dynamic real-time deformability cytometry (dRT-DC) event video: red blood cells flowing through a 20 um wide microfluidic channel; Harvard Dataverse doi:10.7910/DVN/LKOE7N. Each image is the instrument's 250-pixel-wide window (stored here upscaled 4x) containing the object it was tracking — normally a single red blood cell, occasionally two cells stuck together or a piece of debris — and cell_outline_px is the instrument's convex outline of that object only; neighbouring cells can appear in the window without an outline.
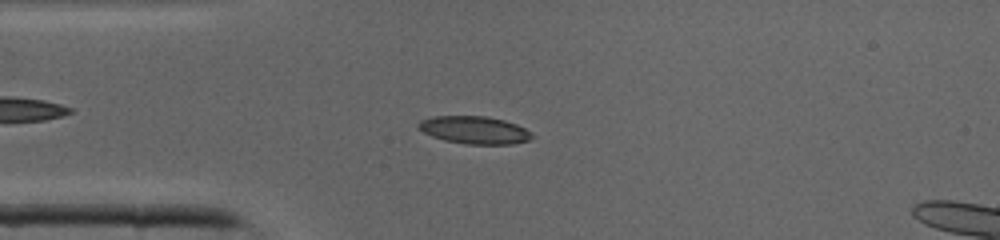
{"species": "common noctule bat (a hibernating species)", "species_latin": "Nyctalus noctula", "temperature_condition": "cold", "stored_images_in_passage": 41, "camera_frame_rate_fps": 3000, "um_per_image_px": 0.085, "animal": {"sex": "male", "body_mass_g": 19.0, "forearm_length_mm": 50.8}, "frame": {"image": 1, "passage_image": 9, "time_ms": 2.667, "image_size_px": [1000, 240], "cell_outline_px": [[536, 136], [528, 140], [512, 144], [464, 144], [444, 140], [432, 136], [424, 132], [416, 124], [420, 120], [432, 116], [488, 116], [504, 120], [516, 124], [524, 128]], "centroid_in_image_um": [40.33, 11.05], "position_along_channel_um": 44.7, "area_um2": 18.32}}
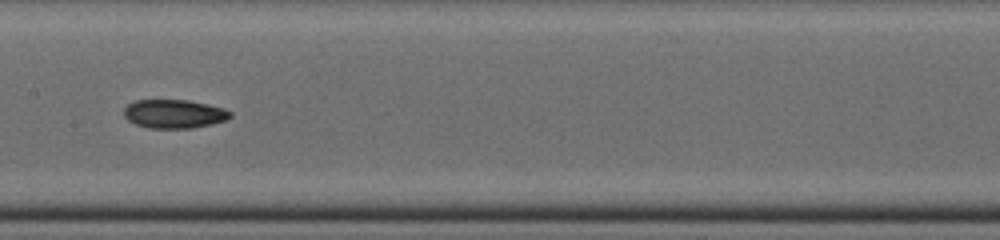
{"frame": {"image": 2, "passage_image": 19, "time_ms": 6.0, "image_size_px": [1000, 240], "cell_outline_px": [[232, 116], [228, 120], [192, 128], [148, 128], [136, 124], [128, 120], [124, 116], [124, 108], [128, 104], [136, 100], [188, 100], [224, 108], [232, 112]], "centroid_in_image_um": [14.81, 9.68], "position_along_channel_um": 192.6, "area_um2": 17.8}}
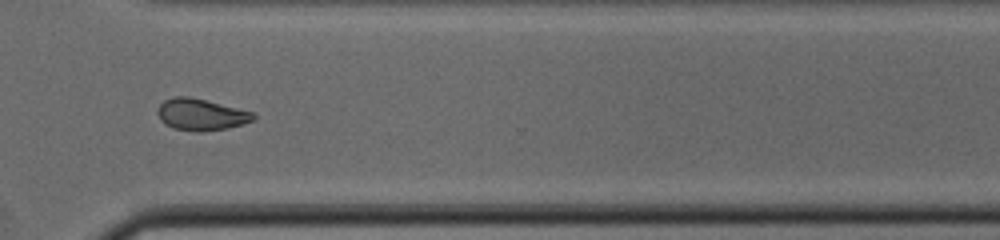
{"frame": {"image": 3, "passage_image": 29, "time_ms": 9.333, "image_size_px": [1000, 240], "cell_outline_px": [[256, 116], [252, 120], [228, 128], [204, 132], [196, 132], [176, 128], [164, 124], [160, 120], [156, 112], [156, 108], [164, 100], [176, 96], [188, 96], [256, 112]], "centroid_in_image_um": [17.07, 9.73], "position_along_channel_um": 353.5, "area_um2": 17.74}}